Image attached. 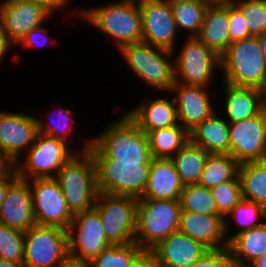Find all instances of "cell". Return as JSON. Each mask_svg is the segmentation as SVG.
Returning <instances> with one entry per match:
<instances>
[{
	"instance_id": "6da1fadb",
	"label": "cell",
	"mask_w": 266,
	"mask_h": 267,
	"mask_svg": "<svg viewBox=\"0 0 266 267\" xmlns=\"http://www.w3.org/2000/svg\"><path fill=\"white\" fill-rule=\"evenodd\" d=\"M96 166L99 193L140 198L145 190L151 161H119L106 157L92 142L88 147Z\"/></svg>"
},
{
	"instance_id": "7a4b0ae2",
	"label": "cell",
	"mask_w": 266,
	"mask_h": 267,
	"mask_svg": "<svg viewBox=\"0 0 266 267\" xmlns=\"http://www.w3.org/2000/svg\"><path fill=\"white\" fill-rule=\"evenodd\" d=\"M226 84L253 87L266 92V60L257 36L237 40L220 55Z\"/></svg>"
},
{
	"instance_id": "3957f363",
	"label": "cell",
	"mask_w": 266,
	"mask_h": 267,
	"mask_svg": "<svg viewBox=\"0 0 266 267\" xmlns=\"http://www.w3.org/2000/svg\"><path fill=\"white\" fill-rule=\"evenodd\" d=\"M90 143L91 141L88 140L85 144L81 158L73 156L54 177L58 181L67 207L73 215L93 209L99 193L95 162L88 151Z\"/></svg>"
},
{
	"instance_id": "277c9868",
	"label": "cell",
	"mask_w": 266,
	"mask_h": 267,
	"mask_svg": "<svg viewBox=\"0 0 266 267\" xmlns=\"http://www.w3.org/2000/svg\"><path fill=\"white\" fill-rule=\"evenodd\" d=\"M180 213L179 200L138 199L135 242L142 250H151L178 231Z\"/></svg>"
},
{
	"instance_id": "5b68a950",
	"label": "cell",
	"mask_w": 266,
	"mask_h": 267,
	"mask_svg": "<svg viewBox=\"0 0 266 267\" xmlns=\"http://www.w3.org/2000/svg\"><path fill=\"white\" fill-rule=\"evenodd\" d=\"M125 0L105 7L81 11L96 28L107 33L122 46L142 42V23L139 3Z\"/></svg>"
},
{
	"instance_id": "8992f818",
	"label": "cell",
	"mask_w": 266,
	"mask_h": 267,
	"mask_svg": "<svg viewBox=\"0 0 266 267\" xmlns=\"http://www.w3.org/2000/svg\"><path fill=\"white\" fill-rule=\"evenodd\" d=\"M106 157L119 161H151L147 134L127 115L91 141Z\"/></svg>"
},
{
	"instance_id": "52a82bcc",
	"label": "cell",
	"mask_w": 266,
	"mask_h": 267,
	"mask_svg": "<svg viewBox=\"0 0 266 267\" xmlns=\"http://www.w3.org/2000/svg\"><path fill=\"white\" fill-rule=\"evenodd\" d=\"M103 199L102 202L100 200ZM138 198L98 193L94 209L98 212L107 240L112 245L135 242Z\"/></svg>"
},
{
	"instance_id": "ba28073f",
	"label": "cell",
	"mask_w": 266,
	"mask_h": 267,
	"mask_svg": "<svg viewBox=\"0 0 266 267\" xmlns=\"http://www.w3.org/2000/svg\"><path fill=\"white\" fill-rule=\"evenodd\" d=\"M120 50L135 74L146 83L154 88L171 91L176 82L175 67L168 62V58H171L173 51L144 42L128 44Z\"/></svg>"
},
{
	"instance_id": "9c48e42d",
	"label": "cell",
	"mask_w": 266,
	"mask_h": 267,
	"mask_svg": "<svg viewBox=\"0 0 266 267\" xmlns=\"http://www.w3.org/2000/svg\"><path fill=\"white\" fill-rule=\"evenodd\" d=\"M68 254V230L36 224L24 232L27 267H56Z\"/></svg>"
},
{
	"instance_id": "30bf717a",
	"label": "cell",
	"mask_w": 266,
	"mask_h": 267,
	"mask_svg": "<svg viewBox=\"0 0 266 267\" xmlns=\"http://www.w3.org/2000/svg\"><path fill=\"white\" fill-rule=\"evenodd\" d=\"M66 145L64 140L38 133L25 165H14L18 178L29 181L31 178L55 177L58 170L74 156Z\"/></svg>"
},
{
	"instance_id": "8fae6325",
	"label": "cell",
	"mask_w": 266,
	"mask_h": 267,
	"mask_svg": "<svg viewBox=\"0 0 266 267\" xmlns=\"http://www.w3.org/2000/svg\"><path fill=\"white\" fill-rule=\"evenodd\" d=\"M31 186L33 213L37 225L68 230L74 215L67 207L58 181L54 177L33 178ZM33 187V188H32Z\"/></svg>"
},
{
	"instance_id": "7c38bea8",
	"label": "cell",
	"mask_w": 266,
	"mask_h": 267,
	"mask_svg": "<svg viewBox=\"0 0 266 267\" xmlns=\"http://www.w3.org/2000/svg\"><path fill=\"white\" fill-rule=\"evenodd\" d=\"M110 245L101 218L94 208L74 214L68 228L70 256L89 262Z\"/></svg>"
},
{
	"instance_id": "4fadbf2b",
	"label": "cell",
	"mask_w": 266,
	"mask_h": 267,
	"mask_svg": "<svg viewBox=\"0 0 266 267\" xmlns=\"http://www.w3.org/2000/svg\"><path fill=\"white\" fill-rule=\"evenodd\" d=\"M214 64L220 65V56L197 37H189L181 50L175 67V80L185 85H208L213 76ZM182 76V80L177 76Z\"/></svg>"
},
{
	"instance_id": "5bb4252c",
	"label": "cell",
	"mask_w": 266,
	"mask_h": 267,
	"mask_svg": "<svg viewBox=\"0 0 266 267\" xmlns=\"http://www.w3.org/2000/svg\"><path fill=\"white\" fill-rule=\"evenodd\" d=\"M142 42L174 51L176 23L169 0H139Z\"/></svg>"
},
{
	"instance_id": "9a60e30c",
	"label": "cell",
	"mask_w": 266,
	"mask_h": 267,
	"mask_svg": "<svg viewBox=\"0 0 266 267\" xmlns=\"http://www.w3.org/2000/svg\"><path fill=\"white\" fill-rule=\"evenodd\" d=\"M37 135V119L34 117L0 112V160L14 168L19 163L17 158L20 151L31 142L34 143Z\"/></svg>"
},
{
	"instance_id": "2e32d148",
	"label": "cell",
	"mask_w": 266,
	"mask_h": 267,
	"mask_svg": "<svg viewBox=\"0 0 266 267\" xmlns=\"http://www.w3.org/2000/svg\"><path fill=\"white\" fill-rule=\"evenodd\" d=\"M230 155L240 164L266 159V125L261 111L229 124Z\"/></svg>"
},
{
	"instance_id": "e0dca14e",
	"label": "cell",
	"mask_w": 266,
	"mask_h": 267,
	"mask_svg": "<svg viewBox=\"0 0 266 267\" xmlns=\"http://www.w3.org/2000/svg\"><path fill=\"white\" fill-rule=\"evenodd\" d=\"M51 13L43 6L25 0H5L0 5V27L4 39L18 43L33 28L41 26Z\"/></svg>"
},
{
	"instance_id": "ac0fdd59",
	"label": "cell",
	"mask_w": 266,
	"mask_h": 267,
	"mask_svg": "<svg viewBox=\"0 0 266 267\" xmlns=\"http://www.w3.org/2000/svg\"><path fill=\"white\" fill-rule=\"evenodd\" d=\"M0 223L22 232L36 225L28 180L17 178L8 187L6 197L0 205Z\"/></svg>"
},
{
	"instance_id": "d6986e66",
	"label": "cell",
	"mask_w": 266,
	"mask_h": 267,
	"mask_svg": "<svg viewBox=\"0 0 266 267\" xmlns=\"http://www.w3.org/2000/svg\"><path fill=\"white\" fill-rule=\"evenodd\" d=\"M207 250L200 242L179 230L151 249L158 267H190Z\"/></svg>"
},
{
	"instance_id": "ffe728a7",
	"label": "cell",
	"mask_w": 266,
	"mask_h": 267,
	"mask_svg": "<svg viewBox=\"0 0 266 267\" xmlns=\"http://www.w3.org/2000/svg\"><path fill=\"white\" fill-rule=\"evenodd\" d=\"M178 230L207 249H219L229 245V238H226L227 224L225 217L221 215L181 211ZM220 243L223 245L218 246Z\"/></svg>"
},
{
	"instance_id": "44dd1931",
	"label": "cell",
	"mask_w": 266,
	"mask_h": 267,
	"mask_svg": "<svg viewBox=\"0 0 266 267\" xmlns=\"http://www.w3.org/2000/svg\"><path fill=\"white\" fill-rule=\"evenodd\" d=\"M171 90L178 91V96L174 97L177 117L188 131L214 113L204 87L175 82Z\"/></svg>"
},
{
	"instance_id": "7402d4cb",
	"label": "cell",
	"mask_w": 266,
	"mask_h": 267,
	"mask_svg": "<svg viewBox=\"0 0 266 267\" xmlns=\"http://www.w3.org/2000/svg\"><path fill=\"white\" fill-rule=\"evenodd\" d=\"M183 184L171 159H151L147 184L139 199L180 200Z\"/></svg>"
},
{
	"instance_id": "603a6c76",
	"label": "cell",
	"mask_w": 266,
	"mask_h": 267,
	"mask_svg": "<svg viewBox=\"0 0 266 267\" xmlns=\"http://www.w3.org/2000/svg\"><path fill=\"white\" fill-rule=\"evenodd\" d=\"M190 142L209 154H230L229 123L214 113L189 131Z\"/></svg>"
},
{
	"instance_id": "cb8c5ba5",
	"label": "cell",
	"mask_w": 266,
	"mask_h": 267,
	"mask_svg": "<svg viewBox=\"0 0 266 267\" xmlns=\"http://www.w3.org/2000/svg\"><path fill=\"white\" fill-rule=\"evenodd\" d=\"M174 98L172 102L168 99H156L149 104H142L127 115L148 134L155 129L169 128L178 125L177 106Z\"/></svg>"
},
{
	"instance_id": "d4e9b609",
	"label": "cell",
	"mask_w": 266,
	"mask_h": 267,
	"mask_svg": "<svg viewBox=\"0 0 266 267\" xmlns=\"http://www.w3.org/2000/svg\"><path fill=\"white\" fill-rule=\"evenodd\" d=\"M228 30L229 4L209 6L205 12L201 30L196 37L220 56L231 43Z\"/></svg>"
},
{
	"instance_id": "484cf974",
	"label": "cell",
	"mask_w": 266,
	"mask_h": 267,
	"mask_svg": "<svg viewBox=\"0 0 266 267\" xmlns=\"http://www.w3.org/2000/svg\"><path fill=\"white\" fill-rule=\"evenodd\" d=\"M226 112L229 122H239L253 117L261 111V103L266 92L253 87H237L225 84Z\"/></svg>"
},
{
	"instance_id": "4316f807",
	"label": "cell",
	"mask_w": 266,
	"mask_h": 267,
	"mask_svg": "<svg viewBox=\"0 0 266 267\" xmlns=\"http://www.w3.org/2000/svg\"><path fill=\"white\" fill-rule=\"evenodd\" d=\"M150 153L155 159H171L189 141V131L181 125L155 129L148 134ZM173 153V154H172Z\"/></svg>"
},
{
	"instance_id": "83f0119b",
	"label": "cell",
	"mask_w": 266,
	"mask_h": 267,
	"mask_svg": "<svg viewBox=\"0 0 266 267\" xmlns=\"http://www.w3.org/2000/svg\"><path fill=\"white\" fill-rule=\"evenodd\" d=\"M238 177L243 199L266 207V159L241 163Z\"/></svg>"
},
{
	"instance_id": "f1b7e54d",
	"label": "cell",
	"mask_w": 266,
	"mask_h": 267,
	"mask_svg": "<svg viewBox=\"0 0 266 267\" xmlns=\"http://www.w3.org/2000/svg\"><path fill=\"white\" fill-rule=\"evenodd\" d=\"M229 252L234 258L251 263L266 254V222L243 232H236L229 237ZM243 256V258H242Z\"/></svg>"
},
{
	"instance_id": "f546056e",
	"label": "cell",
	"mask_w": 266,
	"mask_h": 267,
	"mask_svg": "<svg viewBox=\"0 0 266 267\" xmlns=\"http://www.w3.org/2000/svg\"><path fill=\"white\" fill-rule=\"evenodd\" d=\"M209 153L190 141L172 156L176 171L183 186L198 184L204 163Z\"/></svg>"
},
{
	"instance_id": "4dcf8cb0",
	"label": "cell",
	"mask_w": 266,
	"mask_h": 267,
	"mask_svg": "<svg viewBox=\"0 0 266 267\" xmlns=\"http://www.w3.org/2000/svg\"><path fill=\"white\" fill-rule=\"evenodd\" d=\"M239 165L240 163L230 154H209L198 184L210 189L233 180L238 175Z\"/></svg>"
},
{
	"instance_id": "1f68e13d",
	"label": "cell",
	"mask_w": 266,
	"mask_h": 267,
	"mask_svg": "<svg viewBox=\"0 0 266 267\" xmlns=\"http://www.w3.org/2000/svg\"><path fill=\"white\" fill-rule=\"evenodd\" d=\"M173 12L176 27L179 30L187 29L192 33L189 37H196L203 25L204 15L208 8L207 5L198 0H169Z\"/></svg>"
},
{
	"instance_id": "d6a6232c",
	"label": "cell",
	"mask_w": 266,
	"mask_h": 267,
	"mask_svg": "<svg viewBox=\"0 0 266 267\" xmlns=\"http://www.w3.org/2000/svg\"><path fill=\"white\" fill-rule=\"evenodd\" d=\"M179 201L181 211L220 215L210 189L199 184L184 186Z\"/></svg>"
},
{
	"instance_id": "836d02e7",
	"label": "cell",
	"mask_w": 266,
	"mask_h": 267,
	"mask_svg": "<svg viewBox=\"0 0 266 267\" xmlns=\"http://www.w3.org/2000/svg\"><path fill=\"white\" fill-rule=\"evenodd\" d=\"M142 251L136 242L127 245H110L88 262V267H129Z\"/></svg>"
},
{
	"instance_id": "e575fe53",
	"label": "cell",
	"mask_w": 266,
	"mask_h": 267,
	"mask_svg": "<svg viewBox=\"0 0 266 267\" xmlns=\"http://www.w3.org/2000/svg\"><path fill=\"white\" fill-rule=\"evenodd\" d=\"M210 191L217 211L223 217L229 215L233 207L243 199L238 175L233 180L220 183L210 188Z\"/></svg>"
},
{
	"instance_id": "d590c367",
	"label": "cell",
	"mask_w": 266,
	"mask_h": 267,
	"mask_svg": "<svg viewBox=\"0 0 266 267\" xmlns=\"http://www.w3.org/2000/svg\"><path fill=\"white\" fill-rule=\"evenodd\" d=\"M0 258L24 262V232L0 223Z\"/></svg>"
},
{
	"instance_id": "8d00e7d4",
	"label": "cell",
	"mask_w": 266,
	"mask_h": 267,
	"mask_svg": "<svg viewBox=\"0 0 266 267\" xmlns=\"http://www.w3.org/2000/svg\"><path fill=\"white\" fill-rule=\"evenodd\" d=\"M233 3L246 17L247 26L252 36L266 32V0H240Z\"/></svg>"
},
{
	"instance_id": "74e56055",
	"label": "cell",
	"mask_w": 266,
	"mask_h": 267,
	"mask_svg": "<svg viewBox=\"0 0 266 267\" xmlns=\"http://www.w3.org/2000/svg\"><path fill=\"white\" fill-rule=\"evenodd\" d=\"M229 214L234 215L236 222L243 226L239 230V232H243L263 224L256 223V220L260 217L266 220V207L259 203L241 199Z\"/></svg>"
},
{
	"instance_id": "f35d334b",
	"label": "cell",
	"mask_w": 266,
	"mask_h": 267,
	"mask_svg": "<svg viewBox=\"0 0 266 267\" xmlns=\"http://www.w3.org/2000/svg\"><path fill=\"white\" fill-rule=\"evenodd\" d=\"M229 34L231 43L252 37L247 26L246 17L232 2L229 4Z\"/></svg>"
},
{
	"instance_id": "ab89813d",
	"label": "cell",
	"mask_w": 266,
	"mask_h": 267,
	"mask_svg": "<svg viewBox=\"0 0 266 267\" xmlns=\"http://www.w3.org/2000/svg\"><path fill=\"white\" fill-rule=\"evenodd\" d=\"M229 254V246L219 249H208L190 267H224Z\"/></svg>"
},
{
	"instance_id": "60d3db41",
	"label": "cell",
	"mask_w": 266,
	"mask_h": 267,
	"mask_svg": "<svg viewBox=\"0 0 266 267\" xmlns=\"http://www.w3.org/2000/svg\"><path fill=\"white\" fill-rule=\"evenodd\" d=\"M60 111H61V117H62L61 119L64 120V121L63 122H59L57 125L55 123L54 124L51 123L52 125L51 124L50 125L49 124L46 125V123L44 124L43 122H40V120L38 119L37 120L38 133H41V134H44V135H47V136H51V137L66 141L67 140V138H66L67 136H66L65 133L68 132V131L67 130L64 131L62 128H64L65 123H69L68 121L71 120L70 118H68L69 115H71L70 114L71 111L69 109H66L65 111H63V110H60ZM64 113H66V114H64ZM60 128L64 131V133Z\"/></svg>"
},
{
	"instance_id": "b9f144b4",
	"label": "cell",
	"mask_w": 266,
	"mask_h": 267,
	"mask_svg": "<svg viewBox=\"0 0 266 267\" xmlns=\"http://www.w3.org/2000/svg\"><path fill=\"white\" fill-rule=\"evenodd\" d=\"M6 167L2 172H0V205L6 197L8 187L18 178L15 170Z\"/></svg>"
},
{
	"instance_id": "7bdbcfd3",
	"label": "cell",
	"mask_w": 266,
	"mask_h": 267,
	"mask_svg": "<svg viewBox=\"0 0 266 267\" xmlns=\"http://www.w3.org/2000/svg\"><path fill=\"white\" fill-rule=\"evenodd\" d=\"M129 267H158L151 250H142L130 263Z\"/></svg>"
},
{
	"instance_id": "ee69618b",
	"label": "cell",
	"mask_w": 266,
	"mask_h": 267,
	"mask_svg": "<svg viewBox=\"0 0 266 267\" xmlns=\"http://www.w3.org/2000/svg\"><path fill=\"white\" fill-rule=\"evenodd\" d=\"M45 30L46 29H44V28L42 29L41 26L33 28L26 33V35L20 40V42L22 44H24V46H26V47L27 46H35V44L37 43L35 41V39H37V38H34V37H36L38 32L43 33L45 35V39L48 37V34H47L48 32H46ZM40 33H38V34H40Z\"/></svg>"
},
{
	"instance_id": "f6af8a7d",
	"label": "cell",
	"mask_w": 266,
	"mask_h": 267,
	"mask_svg": "<svg viewBox=\"0 0 266 267\" xmlns=\"http://www.w3.org/2000/svg\"><path fill=\"white\" fill-rule=\"evenodd\" d=\"M25 1L39 4L43 6L50 13H52L56 8L64 7V5L67 3L66 2L67 0H25Z\"/></svg>"
},
{
	"instance_id": "bcb514c9",
	"label": "cell",
	"mask_w": 266,
	"mask_h": 267,
	"mask_svg": "<svg viewBox=\"0 0 266 267\" xmlns=\"http://www.w3.org/2000/svg\"><path fill=\"white\" fill-rule=\"evenodd\" d=\"M56 267H88V262L82 261L68 254V256Z\"/></svg>"
},
{
	"instance_id": "7dc6e473",
	"label": "cell",
	"mask_w": 266,
	"mask_h": 267,
	"mask_svg": "<svg viewBox=\"0 0 266 267\" xmlns=\"http://www.w3.org/2000/svg\"><path fill=\"white\" fill-rule=\"evenodd\" d=\"M224 267H253V265L252 263L248 264L244 261L238 260L229 254Z\"/></svg>"
},
{
	"instance_id": "c3c4849f",
	"label": "cell",
	"mask_w": 266,
	"mask_h": 267,
	"mask_svg": "<svg viewBox=\"0 0 266 267\" xmlns=\"http://www.w3.org/2000/svg\"><path fill=\"white\" fill-rule=\"evenodd\" d=\"M199 2L209 6L226 5L233 2V0H198Z\"/></svg>"
},
{
	"instance_id": "681fc988",
	"label": "cell",
	"mask_w": 266,
	"mask_h": 267,
	"mask_svg": "<svg viewBox=\"0 0 266 267\" xmlns=\"http://www.w3.org/2000/svg\"><path fill=\"white\" fill-rule=\"evenodd\" d=\"M9 46L10 45L4 39L3 32H2L1 27H0V60L3 57V55L5 54V52H7Z\"/></svg>"
},
{
	"instance_id": "f907efd6",
	"label": "cell",
	"mask_w": 266,
	"mask_h": 267,
	"mask_svg": "<svg viewBox=\"0 0 266 267\" xmlns=\"http://www.w3.org/2000/svg\"><path fill=\"white\" fill-rule=\"evenodd\" d=\"M0 267H27L23 262H13L0 258Z\"/></svg>"
},
{
	"instance_id": "816d5d0a",
	"label": "cell",
	"mask_w": 266,
	"mask_h": 267,
	"mask_svg": "<svg viewBox=\"0 0 266 267\" xmlns=\"http://www.w3.org/2000/svg\"><path fill=\"white\" fill-rule=\"evenodd\" d=\"M260 49L266 60V32L257 36Z\"/></svg>"
},
{
	"instance_id": "f5cc1de1",
	"label": "cell",
	"mask_w": 266,
	"mask_h": 267,
	"mask_svg": "<svg viewBox=\"0 0 266 267\" xmlns=\"http://www.w3.org/2000/svg\"><path fill=\"white\" fill-rule=\"evenodd\" d=\"M251 263L253 267H266V254L254 259Z\"/></svg>"
},
{
	"instance_id": "db71d44e",
	"label": "cell",
	"mask_w": 266,
	"mask_h": 267,
	"mask_svg": "<svg viewBox=\"0 0 266 267\" xmlns=\"http://www.w3.org/2000/svg\"><path fill=\"white\" fill-rule=\"evenodd\" d=\"M261 113L263 115L265 125H266V94L264 95L261 103Z\"/></svg>"
},
{
	"instance_id": "11a10c76",
	"label": "cell",
	"mask_w": 266,
	"mask_h": 267,
	"mask_svg": "<svg viewBox=\"0 0 266 267\" xmlns=\"http://www.w3.org/2000/svg\"><path fill=\"white\" fill-rule=\"evenodd\" d=\"M7 166L0 160V172H2Z\"/></svg>"
}]
</instances>
